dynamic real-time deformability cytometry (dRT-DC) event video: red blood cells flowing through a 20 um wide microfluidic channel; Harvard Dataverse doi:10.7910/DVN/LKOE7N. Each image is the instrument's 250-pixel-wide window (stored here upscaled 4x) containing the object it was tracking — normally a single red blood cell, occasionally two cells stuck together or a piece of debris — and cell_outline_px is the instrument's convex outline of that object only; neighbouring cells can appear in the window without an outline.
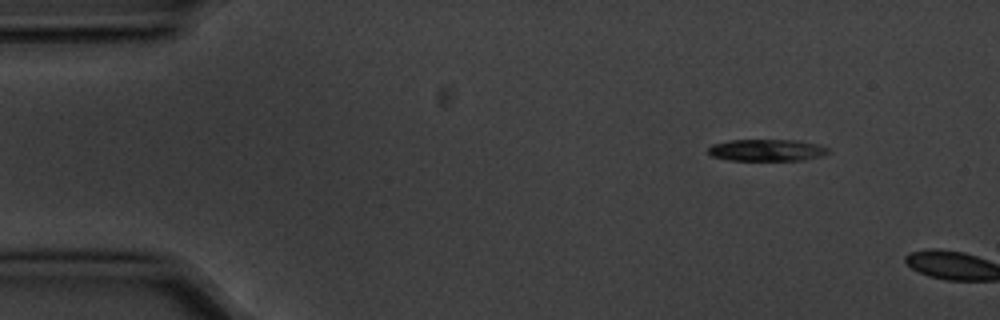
{"species": "common noctule bat (a hibernating species)", "species_latin": "Nyctalus noctula", "temperature_condition": "cold", "stored_images_in_passage": 2, "camera_frame_rate_fps": 3000, "um_per_image_px": 0.085, "animal": {"sex": "male", "body_mass_g": 20.1, "forearm_length_mm": 53.5}, "frame": {"image": 1, "passage_image": 1, "time_ms": 0.0, "image_size_px": [1000, 320], "cell_outline_px": [[828, 152], [820, 156], [804, 160], [728, 160], [712, 156], [708, 152], [708, 148], [712, 144], [728, 140], [796, 140], [820, 144], [828, 148]], "centroid_in_image_um": [65.16, 12.76], "position_along_channel_um": 19.8, "area_um2": 15.26}}